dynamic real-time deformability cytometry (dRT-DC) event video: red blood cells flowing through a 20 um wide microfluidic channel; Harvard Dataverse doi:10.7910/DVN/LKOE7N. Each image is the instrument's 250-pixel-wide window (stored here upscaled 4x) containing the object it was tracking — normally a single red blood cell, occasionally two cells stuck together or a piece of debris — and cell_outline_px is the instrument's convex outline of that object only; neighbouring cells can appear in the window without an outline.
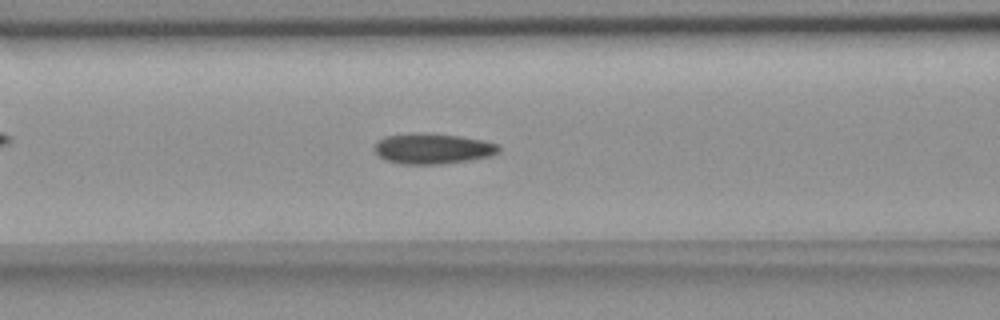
{"species": "common noctule bat (a hibernating species)", "species_latin": "Nyctalus noctula", "temperature_condition": "room temperature", "stored_images_in_passage": 56, "camera_frame_rate_fps": 3000, "um_per_image_px": 0.085, "animal": {"sex": "female", "body_mass_g": 18.4}, "frame": {"image": 1, "passage_image": 22, "time_ms": 7.0, "image_size_px": [1000, 320], "cell_outline_px": [[500, 152], [488, 156], [468, 160], [444, 164], [404, 164], [384, 160], [372, 148], [376, 140], [384, 136], [460, 136], [480, 140], [496, 144], [500, 148]], "centroid_in_image_um": [36.75, 12.69], "position_along_channel_um": 129.8, "area_um2": 21.04}}
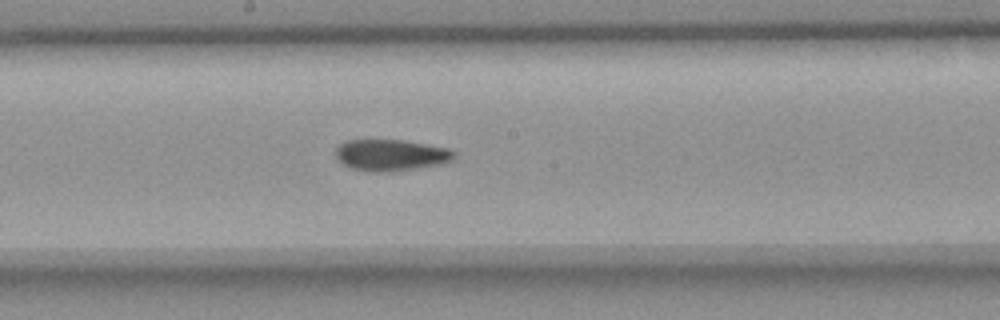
{"frame": {"image": 2, "passage_image": 29, "time_ms": 9.333, "image_size_px": [1000, 320], "cell_outline_px": [[456, 156], [452, 160], [444, 164], [392, 172], [368, 172], [352, 168], [336, 160], [336, 148], [344, 140], [404, 140], [448, 148], [456, 152]], "centroid_in_image_um": [33.24, 13.19], "position_along_channel_um": 215.0, "area_um2": 22.02}}
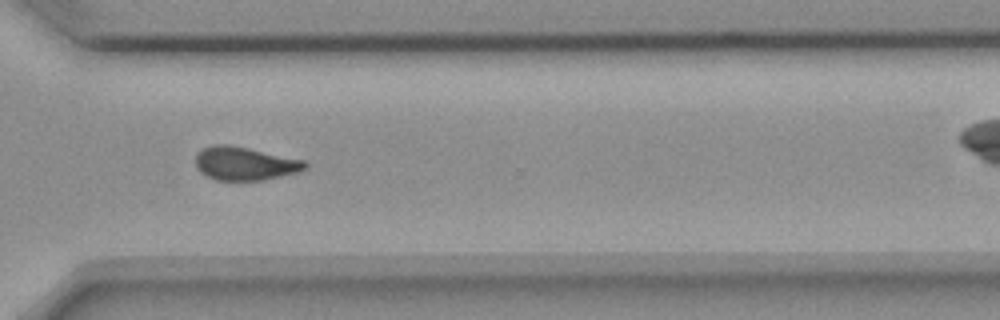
{"frame": {"image": 3, "passage_image": 40, "time_ms": 13.0, "image_size_px": [1000, 320], "cell_outline_px": [[308, 168], [300, 172], [264, 180], [216, 180], [200, 172], [196, 168], [196, 156], [204, 148], [212, 144], [228, 144], [248, 148], [304, 160], [308, 164]], "centroid_in_image_um": [20.84, 13.9], "position_along_channel_um": 349.8, "area_um2": 21.33}, "authors_computed_cell_mechanics": {"area_um2": 21.5305, "velocity_mm_per_s": 3.6608, "shape_relaxation_time_tau1_ms": null, "shape_relaxation_time_tau2_ms": 4.1714, "deformation_change_tau1": null, "deformation_change_tau2": 0.0895}}